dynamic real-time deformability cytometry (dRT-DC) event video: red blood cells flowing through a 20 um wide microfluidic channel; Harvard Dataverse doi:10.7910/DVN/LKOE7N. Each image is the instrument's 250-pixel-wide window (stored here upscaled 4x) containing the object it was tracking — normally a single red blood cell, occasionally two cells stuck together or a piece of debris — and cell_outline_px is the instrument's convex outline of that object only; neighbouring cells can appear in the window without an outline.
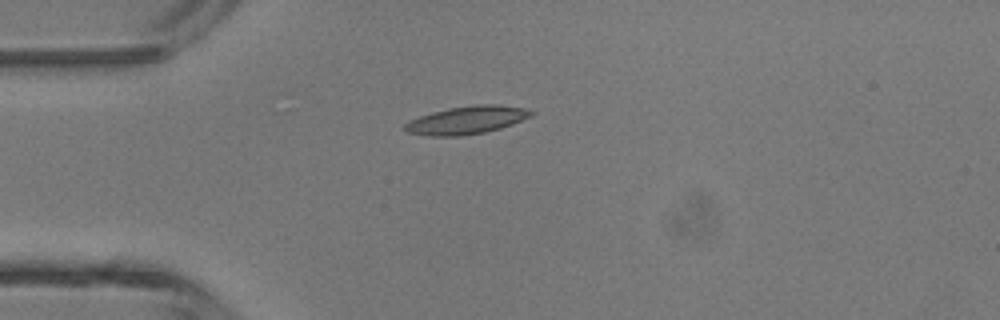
{"species": "common noctule bat (a hibernating species)", "species_latin": "Nyctalus noctula", "temperature_condition": "room temperature", "stored_images_in_passage": 3, "camera_frame_rate_fps": 3000, "um_per_image_px": 0.085, "animal": {"sex": "male", "body_mass_g": 13.3}, "frame": {"image": 1, "passage_image": 2, "time_ms": 1.333, "image_size_px": [1000, 320], "cell_outline_px": [[536, 112], [532, 116], [512, 124], [500, 128], [484, 132], [460, 136], [432, 136], [408, 132], [400, 128], [408, 120], [432, 112], [452, 108], [476, 104], [496, 104], [524, 108]], "centroid_in_image_um": [39.66, 10.21], "position_along_channel_um": 45.3, "area_um2": 20.52}}